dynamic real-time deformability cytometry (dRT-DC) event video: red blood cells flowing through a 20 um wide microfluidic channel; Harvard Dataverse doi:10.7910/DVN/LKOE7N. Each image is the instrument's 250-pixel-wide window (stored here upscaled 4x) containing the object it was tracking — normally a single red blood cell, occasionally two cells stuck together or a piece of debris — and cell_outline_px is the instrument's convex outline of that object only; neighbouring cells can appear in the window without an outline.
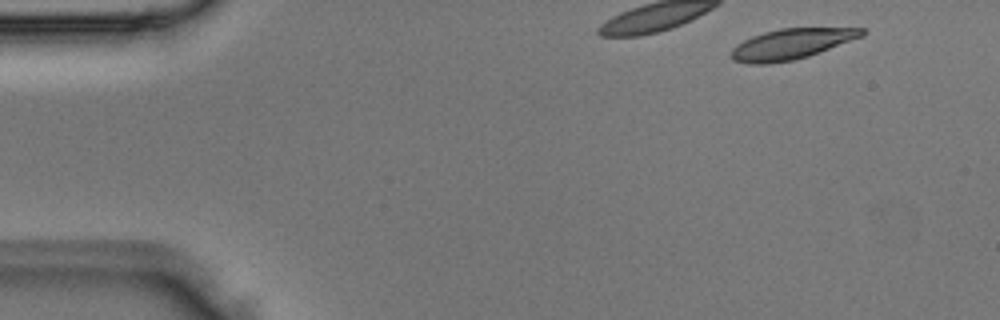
{"species": "Egyptian fruit bat (a non-hibernating species)", "species_latin": "Rousettus aegyptiacus", "temperature_condition": "room temperature", "stored_images_in_passage": 3, "camera_frame_rate_fps": 3000, "um_per_image_px": 0.085, "animal": {"sex": "male"}, "frame": {"image": 1, "passage_image": 1, "time_ms": 0.0, "image_size_px": [1000, 320], "cell_outline_px": [[868, 32], [864, 36], [820, 52], [808, 56], [792, 60], [768, 64], [748, 64], [732, 60], [732, 48], [736, 44], [752, 36], [764, 32], [780, 28], [864, 28]], "centroid_in_image_um": [67.28, 3.74], "position_along_channel_um": 17.7, "area_um2": 23.29}}